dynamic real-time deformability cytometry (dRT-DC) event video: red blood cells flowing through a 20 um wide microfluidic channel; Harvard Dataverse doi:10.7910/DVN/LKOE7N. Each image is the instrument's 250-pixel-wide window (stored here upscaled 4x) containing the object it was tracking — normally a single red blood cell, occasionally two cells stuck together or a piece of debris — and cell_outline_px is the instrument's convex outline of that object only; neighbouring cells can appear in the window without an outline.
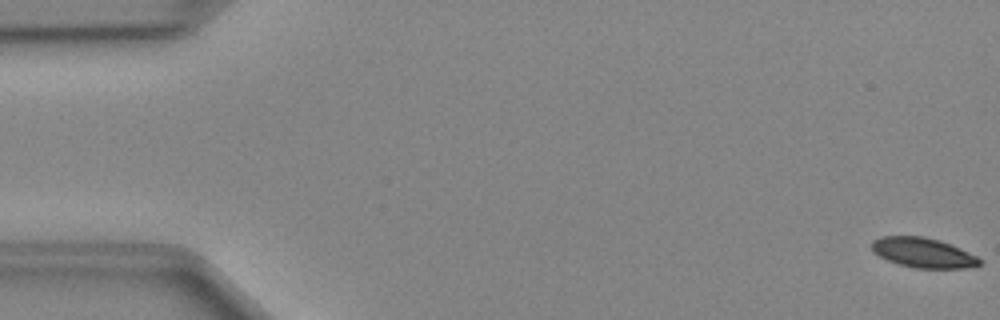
{"species": "Egyptian fruit bat (a non-hibernating species)", "species_latin": "Rousettus aegyptiacus", "temperature_condition": "cold", "stored_images_in_passage": 49, "camera_frame_rate_fps": 3000, "um_per_image_px": 0.085, "animal": {"sex": "female"}, "frame": {"image": 1, "passage_image": 1, "time_ms": 0.0, "image_size_px": [1000, 320], "cell_outline_px": [[980, 264], [964, 268], [916, 268], [900, 264], [888, 260], [872, 252], [872, 240], [880, 236], [924, 236], [940, 240], [960, 248], [976, 256], [980, 260]], "centroid_in_image_um": [78.43, 21.46], "position_along_channel_um": 6.6, "area_um2": 18.61}}
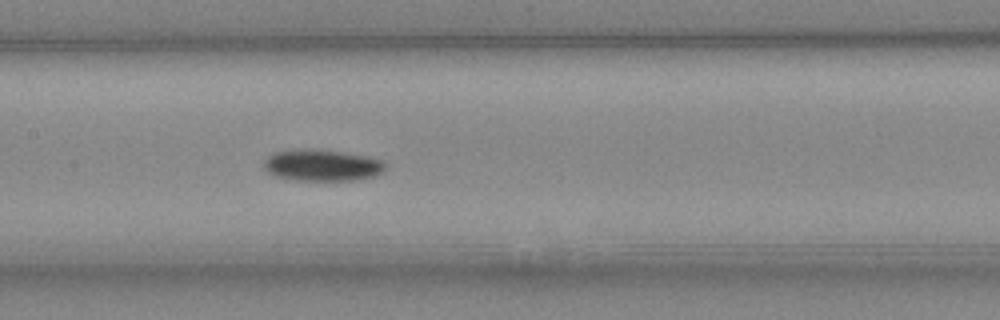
{"frame": {"image": 2, "passage_image": 24, "time_ms": 7.667, "image_size_px": [1000, 320], "cell_outline_px": [[388, 164], [384, 172], [376, 176], [356, 180], [292, 180], [276, 176], [268, 172], [264, 168], [264, 160], [268, 156], [276, 152], [300, 148], [308, 148], [344, 152], [368, 156], [384, 160]], "centroid_in_image_um": [27.44, 14.04], "position_along_channel_um": 180.0, "area_um2": 22.72}}
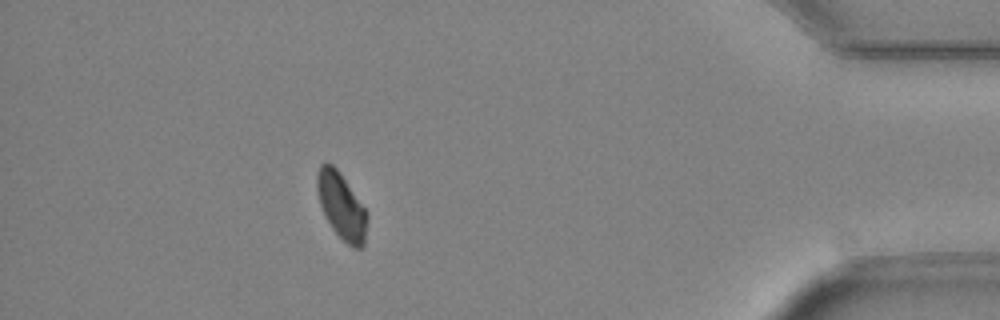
{"frame": {"image": 3, "passage_image": 44, "time_ms": 14.333, "image_size_px": [1000, 320], "cell_outline_px": [[368, 216], [364, 244], [360, 248], [352, 248], [332, 228], [320, 204], [316, 188], [316, 172], [320, 164], [332, 164], [340, 172], [364, 208]], "centroid_in_image_um": [29.01, 17.49], "position_along_channel_um": 406.2, "area_um2": 19.02}}